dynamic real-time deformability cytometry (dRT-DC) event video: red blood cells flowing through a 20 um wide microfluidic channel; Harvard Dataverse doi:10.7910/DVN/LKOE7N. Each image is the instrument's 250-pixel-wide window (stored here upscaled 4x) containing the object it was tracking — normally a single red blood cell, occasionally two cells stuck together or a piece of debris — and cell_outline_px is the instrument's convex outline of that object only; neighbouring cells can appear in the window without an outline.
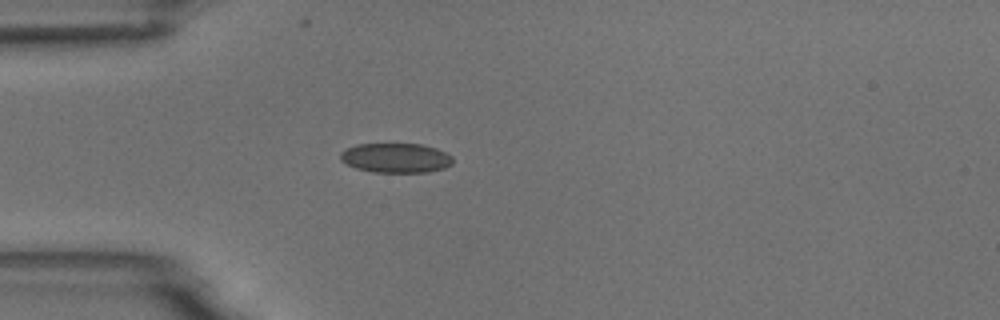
{"species": "common noctule bat (a hibernating species)", "species_latin": "Nyctalus noctula", "temperature_condition": "room temperature", "stored_images_in_passage": 1, "camera_frame_rate_fps": 3000, "um_per_image_px": 0.085, "animal": {"sex": "male", "body_mass_g": 18.8}, "frame": {"image": 1, "passage_image": 1, "time_ms": 0.0, "image_size_px": [1000, 320], "cell_outline_px": [[452, 164], [444, 168], [428, 172], [372, 172], [356, 168], [340, 160], [340, 152], [356, 144], [420, 144], [436, 148], [452, 156]], "centroid_in_image_um": [33.64, 13.42], "position_along_channel_um": 51.4, "area_um2": 19.31}}